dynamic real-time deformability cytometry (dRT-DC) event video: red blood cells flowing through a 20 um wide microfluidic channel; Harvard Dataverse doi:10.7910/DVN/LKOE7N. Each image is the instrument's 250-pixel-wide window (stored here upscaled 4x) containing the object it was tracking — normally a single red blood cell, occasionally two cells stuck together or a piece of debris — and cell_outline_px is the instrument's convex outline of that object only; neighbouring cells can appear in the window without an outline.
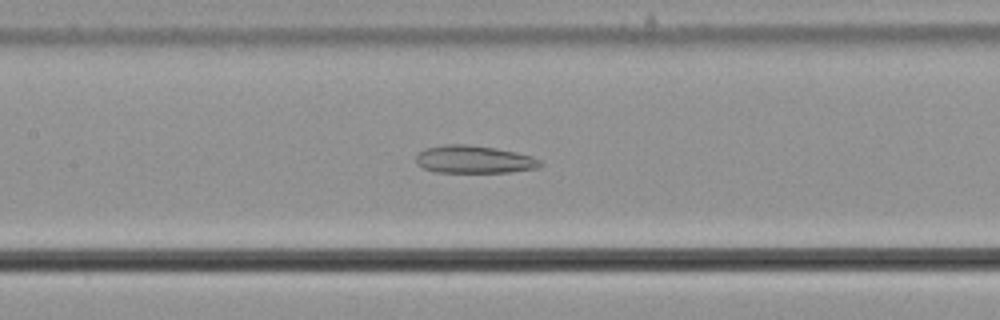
{"species": "common noctule bat (a hibernating species)", "species_latin": "Nyctalus noctula", "temperature_condition": "cold", "stored_images_in_passage": 50, "camera_frame_rate_fps": 3000, "um_per_image_px": 0.085, "animal": {"sex": "male", "body_mass_g": 21.5, "forearm_length_mm": 52.0}, "frame": {"image": 1, "passage_image": 27, "time_ms": 8.667, "image_size_px": [1000, 320], "cell_outline_px": [[544, 164], [536, 168], [508, 172], [436, 172], [424, 168], [416, 164], [416, 156], [424, 148], [444, 144], [468, 144], [496, 148], [516, 152], [532, 156], [540, 160]], "centroid_in_image_um": [40.28, 13.54], "position_along_channel_um": 167.1, "area_um2": 20.11}}
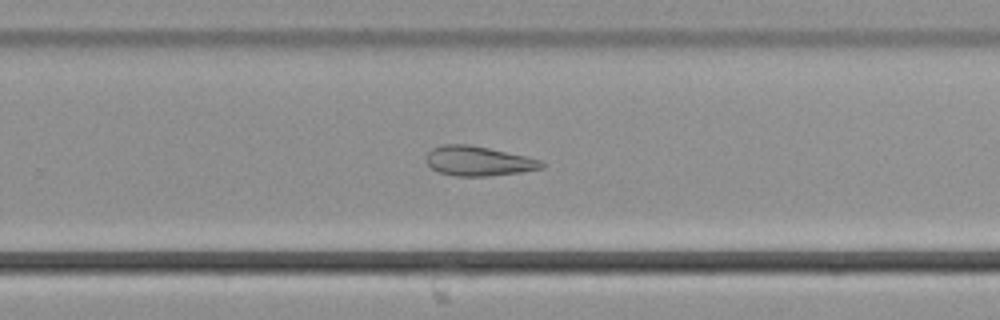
{"frame": {"image": 2, "passage_image": 37, "time_ms": 12.0, "image_size_px": [1000, 320], "cell_outline_px": [[544, 168], [520, 172], [488, 176], [456, 176], [436, 172], [428, 164], [428, 152], [432, 148], [440, 144], [468, 144], [488, 148], [524, 156], [540, 160], [544, 164]], "centroid_in_image_um": [40.63, 13.69], "position_along_channel_um": 289.2, "area_um2": 19.77}}
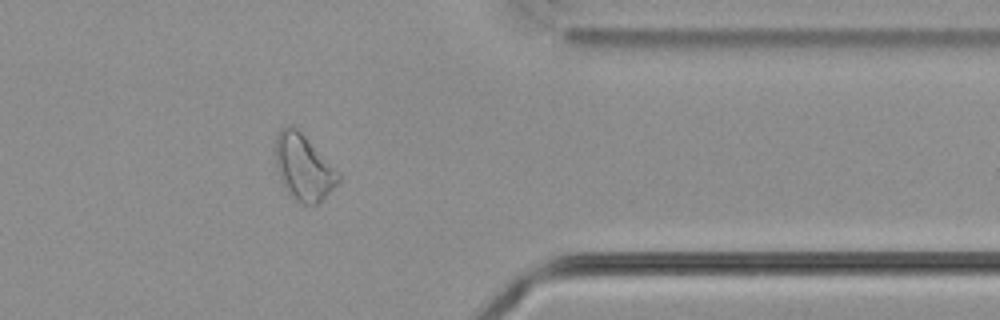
{"frame": {"image": 3, "passage_image": 46, "time_ms": 15.0, "image_size_px": [1000, 320], "cell_outline_px": [[340, 180], [316, 204], [300, 204], [288, 192], [280, 180], [276, 168], [276, 136], [280, 128], [288, 124], [292, 124], [340, 172]], "centroid_in_image_um": [25.78, 14.2], "position_along_channel_um": 385.6, "area_um2": 23.81}, "authors_computed_cell_mechanics": {"area_um2": 23.5824, "velocity_mm_per_s": 3.6649, "shape_relaxation_time_tau1_ms": null, "shape_relaxation_time_tau2_ms": 2.6369, "deformation_change_tau1": null, "deformation_change_tau2": 0.114}}